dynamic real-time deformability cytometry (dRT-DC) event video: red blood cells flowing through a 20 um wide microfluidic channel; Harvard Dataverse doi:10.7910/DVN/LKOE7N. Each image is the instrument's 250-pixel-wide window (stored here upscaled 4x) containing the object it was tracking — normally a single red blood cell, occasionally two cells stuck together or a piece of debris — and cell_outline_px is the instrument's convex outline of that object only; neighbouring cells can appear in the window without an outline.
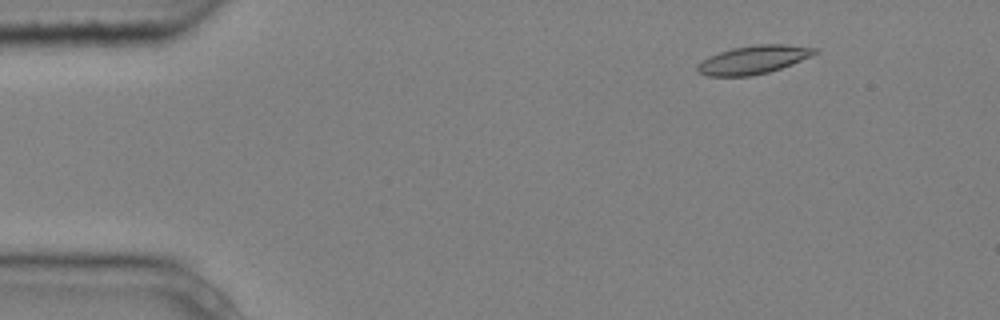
{"species": "common noctule bat (a hibernating species)", "species_latin": "Nyctalus noctula", "temperature_condition": "cold", "stored_images_in_passage": 4, "camera_frame_rate_fps": 3000, "um_per_image_px": 0.085, "animal": {"sex": "male", "body_mass_g": 20.4}, "frame": {"image": 1, "passage_image": 2, "time_ms": 0.333, "image_size_px": [1000, 320], "cell_outline_px": [[820, 52], [812, 56], [792, 64], [768, 72], [752, 76], [708, 76], [696, 72], [696, 64], [720, 52], [732, 48], [756, 44], [784, 44], [820, 48]], "centroid_in_image_um": [64.08, 5.07], "position_along_channel_um": 20.9, "area_um2": 19.48}}